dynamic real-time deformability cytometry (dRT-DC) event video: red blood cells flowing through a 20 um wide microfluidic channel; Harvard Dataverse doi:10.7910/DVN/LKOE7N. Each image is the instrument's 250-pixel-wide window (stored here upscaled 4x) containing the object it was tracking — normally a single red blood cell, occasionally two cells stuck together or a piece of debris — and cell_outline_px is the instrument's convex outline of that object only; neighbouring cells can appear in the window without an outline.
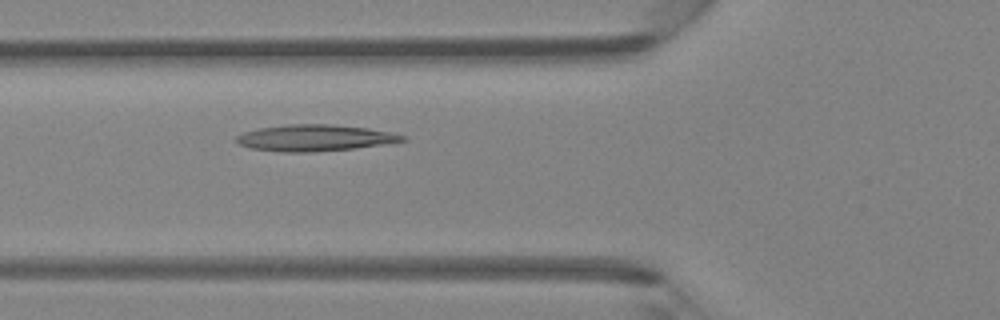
{"species": "Egyptian fruit bat (a non-hibernating species)", "species_latin": "Rousettus aegyptiacus", "temperature_condition": "room temperature", "stored_images_in_passage": 2, "camera_frame_rate_fps": 3000, "um_per_image_px": 0.085, "animal": {"sex": "female"}, "frame": {"image": 1, "passage_image": 2, "time_ms": 1.0, "image_size_px": [1000, 320], "cell_outline_px": [[408, 140], [356, 148], [308, 152], [284, 152], [252, 148], [240, 144], [232, 140], [236, 136], [244, 132], [260, 128], [288, 124], [328, 124], [368, 128], [408, 136]], "centroid_in_image_um": [26.75, 11.72], "position_along_channel_um": 99.1, "area_um2": 25.37}}